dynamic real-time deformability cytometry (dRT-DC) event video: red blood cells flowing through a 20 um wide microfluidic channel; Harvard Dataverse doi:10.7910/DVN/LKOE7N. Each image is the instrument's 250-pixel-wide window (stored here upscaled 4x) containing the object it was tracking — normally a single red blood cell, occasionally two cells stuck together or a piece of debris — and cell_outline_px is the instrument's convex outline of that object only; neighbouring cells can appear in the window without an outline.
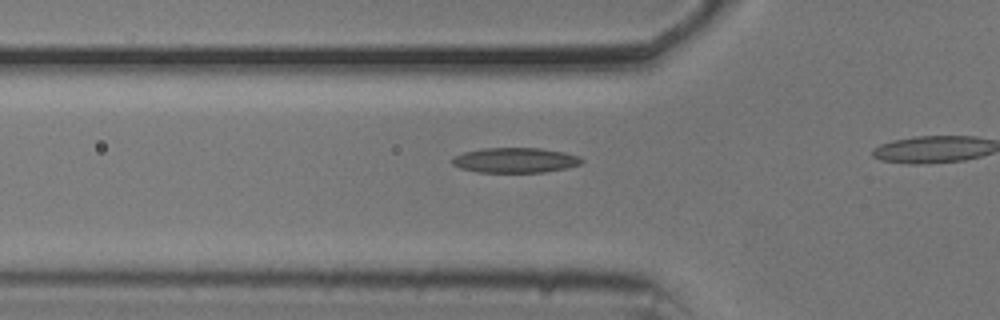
{"species": "common noctule bat (a hibernating species)", "species_latin": "Nyctalus noctula", "temperature_condition": "cold", "stored_images_in_passage": 19, "camera_frame_rate_fps": 3000, "um_per_image_px": 0.085, "animal": {"sex": "male", "body_mass_g": 20.5, "forearm_length_mm": 52.5}, "frame": {"image": 1, "passage_image": 14, "time_ms": 4.333, "image_size_px": [1000, 320], "cell_outline_px": [[584, 160], [580, 164], [568, 168], [544, 172], [476, 172], [460, 168], [452, 164], [452, 156], [464, 152], [484, 148], [540, 148], [564, 152], [580, 156]], "centroid_in_image_um": [43.79, 13.62], "position_along_channel_um": 82.0, "area_um2": 19.02}}